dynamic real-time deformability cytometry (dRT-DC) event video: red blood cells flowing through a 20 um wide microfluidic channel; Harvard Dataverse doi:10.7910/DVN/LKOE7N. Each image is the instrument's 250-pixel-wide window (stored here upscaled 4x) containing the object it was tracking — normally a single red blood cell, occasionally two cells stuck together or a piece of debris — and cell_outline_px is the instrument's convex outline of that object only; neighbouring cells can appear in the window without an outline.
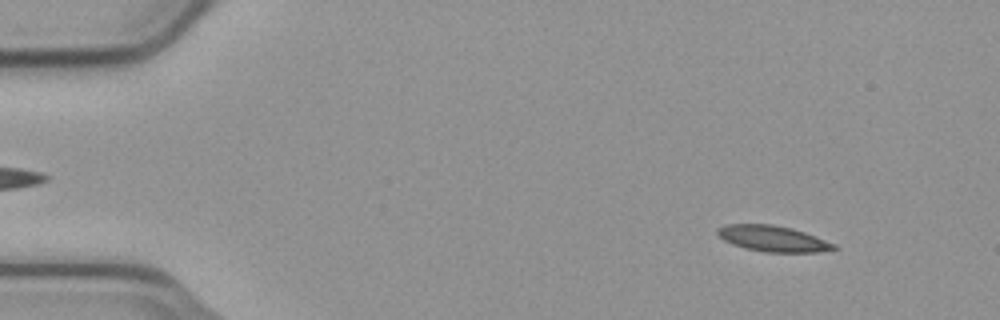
{"species": "common noctule bat (a hibernating species)", "species_latin": "Nyctalus noctula", "temperature_condition": "cold", "stored_images_in_passage": 13, "camera_frame_rate_fps": 3000, "um_per_image_px": 0.085, "animal": {"sex": "male", "body_mass_g": 23.1, "forearm_length_mm": 52.7}, "frame": {"image": 1, "passage_image": 6, "time_ms": 1.667, "image_size_px": [1000, 320], "cell_outline_px": [[840, 248], [816, 252], [764, 252], [744, 248], [732, 244], [724, 240], [716, 232], [716, 228], [724, 224], [772, 224], [792, 228], [816, 236], [836, 244]], "centroid_in_image_um": [65.69, 20.28], "position_along_channel_um": 19.3, "area_um2": 17.69}}